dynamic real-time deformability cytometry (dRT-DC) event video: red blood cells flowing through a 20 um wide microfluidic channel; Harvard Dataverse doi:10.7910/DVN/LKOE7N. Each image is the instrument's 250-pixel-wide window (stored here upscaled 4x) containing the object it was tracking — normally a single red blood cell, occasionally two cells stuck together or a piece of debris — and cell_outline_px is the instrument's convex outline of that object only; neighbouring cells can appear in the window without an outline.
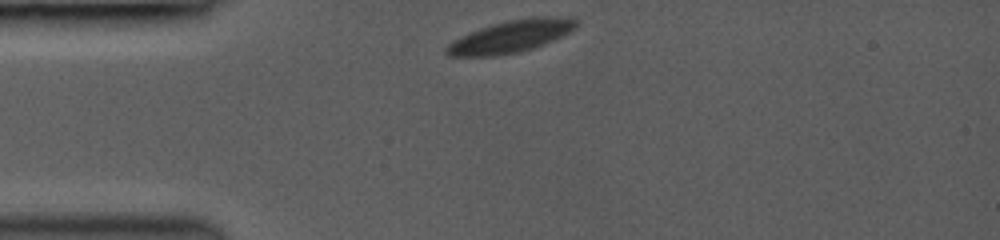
{"species": "common noctule bat (a hibernating species)", "species_latin": "Nyctalus noctula", "temperature_condition": "room temperature", "stored_images_in_passage": 2, "camera_frame_rate_fps": 3000, "um_per_image_px": 0.085, "animal": {"sex": "female", "body_mass_g": 19.0, "forearm_length_mm": 53.3}, "frame": {"image": 1, "passage_image": 1, "time_ms": 0.0, "image_size_px": [1000, 240], "cell_outline_px": [[580, 24], [576, 28], [544, 44], [520, 52], [496, 56], [448, 56], [444, 52], [444, 48], [448, 44], [460, 36], [480, 28], [492, 24], [508, 20], [528, 16], [572, 16]], "centroid_in_image_um": [43.44, 3.08], "position_along_channel_um": 41.6, "area_um2": 24.68}}